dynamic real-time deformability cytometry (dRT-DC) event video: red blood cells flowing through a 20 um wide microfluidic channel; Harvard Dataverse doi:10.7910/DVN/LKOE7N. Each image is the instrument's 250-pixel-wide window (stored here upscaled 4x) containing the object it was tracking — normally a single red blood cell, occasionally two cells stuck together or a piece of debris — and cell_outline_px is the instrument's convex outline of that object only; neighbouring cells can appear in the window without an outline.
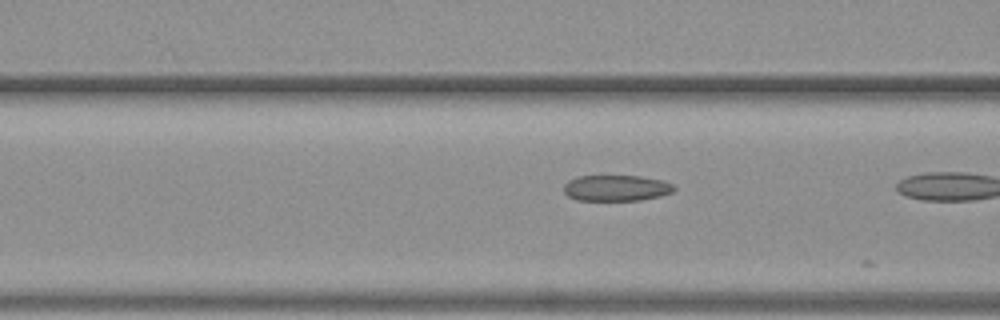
{"species": "common noctule bat (a hibernating species)", "species_latin": "Nyctalus noctula", "temperature_condition": "warm", "stored_images_in_passage": 5, "camera_frame_rate_fps": 3000, "um_per_image_px": 0.085, "animal": {"sex": "female", "body_mass_g": 19.3, "forearm_length_mm": 54.1}, "frame": {"image": 1, "passage_image": 4, "time_ms": 1.0, "image_size_px": [1000, 320], "cell_outline_px": [[676, 188], [672, 192], [660, 196], [640, 200], [576, 200], [568, 196], [564, 192], [564, 184], [568, 180], [580, 176], [640, 176], [660, 180], [672, 184]], "centroid_in_image_um": [52.36, 15.98], "position_along_channel_um": 114.2, "area_um2": 16.59}}